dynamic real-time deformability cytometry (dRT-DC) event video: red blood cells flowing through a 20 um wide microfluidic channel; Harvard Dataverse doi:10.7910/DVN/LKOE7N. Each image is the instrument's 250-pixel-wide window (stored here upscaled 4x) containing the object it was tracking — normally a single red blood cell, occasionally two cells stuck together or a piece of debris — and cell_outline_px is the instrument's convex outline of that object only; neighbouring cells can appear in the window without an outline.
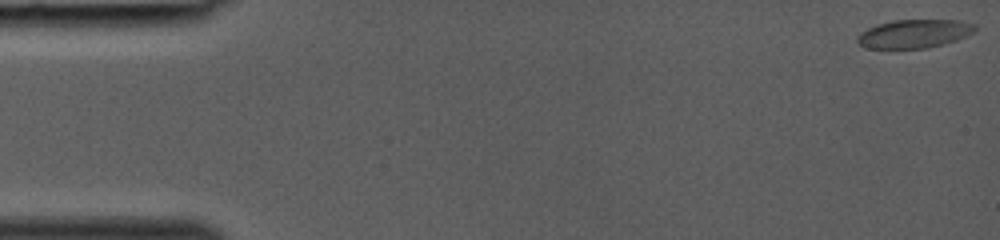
{"species": "common noctule bat (a hibernating species)", "species_latin": "Nyctalus noctula", "temperature_condition": "room temperature", "stored_images_in_passage": 40, "segment_of_instrument_passage": [1, 2], "camera_frame_rate_fps": 3000, "um_per_image_px": 0.085, "animal": {"sex": "female", "body_mass_g": 19.0, "forearm_length_mm": 53.3}, "frame": {"image": 1, "passage_image": 1, "time_ms": 0.0, "image_size_px": [1000, 240], "cell_outline_px": [[976, 28], [972, 32], [956, 40], [928, 48], [864, 48], [856, 40], [856, 36], [860, 32], [876, 24], [892, 20], [956, 20], [976, 24]], "centroid_in_image_um": [77.65, 2.86], "position_along_channel_um": 7.3, "area_um2": 19.48}}
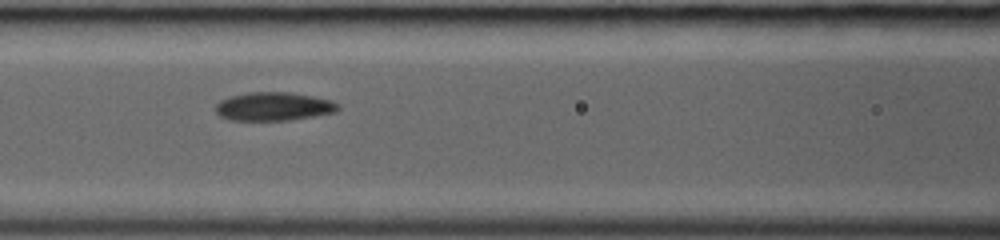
{"frame": {"image": 2, "passage_image": 18, "time_ms": 5.667, "image_size_px": [1000, 240], "cell_outline_px": [[340, 108], [336, 112], [288, 120], [228, 120], [220, 116], [216, 112], [216, 104], [220, 100], [232, 96], [248, 92], [292, 92], [332, 100], [340, 104]], "centroid_in_image_um": [23.27, 9.04], "position_along_channel_um": 143.3, "area_um2": 20.35}}
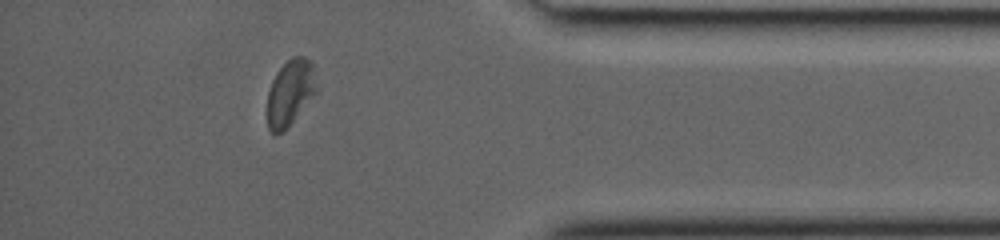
{"frame": {"image": 3, "passage_image": 35, "time_ms": 11.333, "image_size_px": [1000, 240], "cell_outline_px": [[316, 92], [292, 120], [276, 136], [268, 128], [268, 92], [272, 80], [280, 68], [292, 56], [304, 56], [312, 60], [316, 88]], "centroid_in_image_um": [24.66, 7.82], "position_along_channel_um": 410.5, "area_um2": 18.32}}